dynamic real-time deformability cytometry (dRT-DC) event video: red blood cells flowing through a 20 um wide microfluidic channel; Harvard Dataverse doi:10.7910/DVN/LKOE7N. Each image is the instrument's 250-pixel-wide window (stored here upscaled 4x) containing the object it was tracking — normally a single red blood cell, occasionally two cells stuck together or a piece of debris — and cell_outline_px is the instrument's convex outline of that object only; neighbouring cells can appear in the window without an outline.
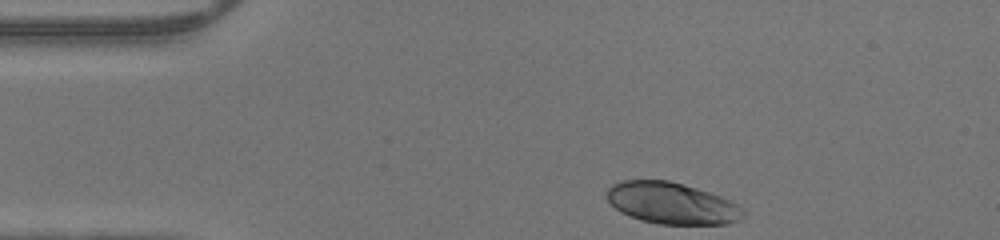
{"species": "human", "species_latin": "Homo sapiens", "temperature_condition": "warm", "stored_images_in_passage": 31, "camera_frame_rate_fps": 3000, "um_per_image_px": 0.085, "donor": {"sex": "male"}, "frame": {"image": 1, "passage_image": 1, "time_ms": 0.0, "image_size_px": [1000, 240], "cell_outline_px": [[744, 216], [728, 224], [660, 224], [640, 220], [620, 212], [608, 200], [604, 192], [612, 184], [620, 180], [668, 180], [696, 188], [720, 196], [744, 208]], "centroid_in_image_um": [57.06, 17.27], "position_along_channel_um": 27.9, "area_um2": 32.95}}
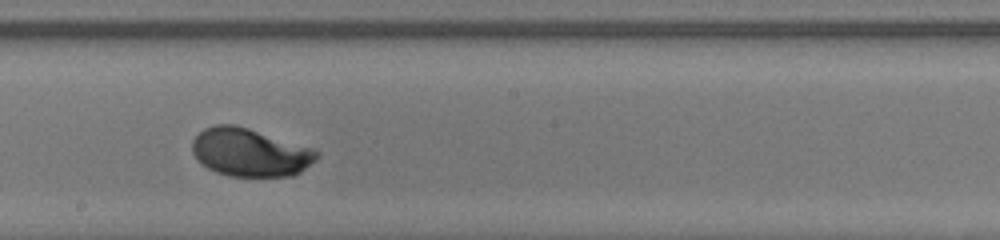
{"frame": {"image": 2, "passage_image": 19, "time_ms": 6.0, "image_size_px": [1000, 240], "cell_outline_px": [[320, 156], [316, 160], [300, 172], [292, 176], [228, 176], [216, 172], [208, 168], [192, 152], [192, 140], [204, 128], [216, 124], [232, 124], [248, 128], [312, 148], [320, 152]], "centroid_in_image_um": [21.26, 12.95], "position_along_channel_um": 226.9, "area_um2": 34.68}}
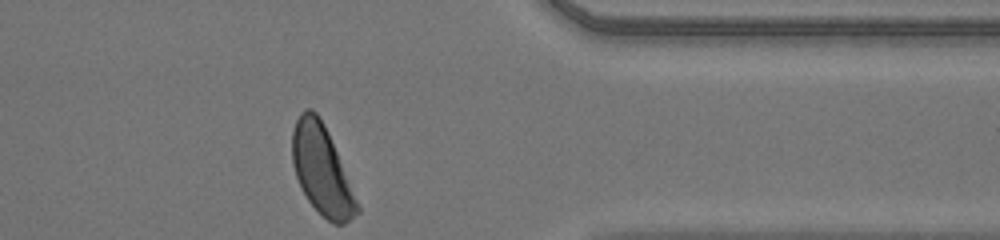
{"frame": {"image": 3, "passage_image": 31, "time_ms": 10.0, "image_size_px": [1000, 240], "cell_outline_px": [[360, 212], [344, 224], [332, 224], [308, 200], [296, 176], [292, 164], [292, 132], [296, 120], [300, 112], [304, 108], [312, 108], [316, 112], [324, 124], [328, 132], [360, 204]], "centroid_in_image_um": [27.36, 14.43], "position_along_channel_um": 384.0, "area_um2": 33.64}}